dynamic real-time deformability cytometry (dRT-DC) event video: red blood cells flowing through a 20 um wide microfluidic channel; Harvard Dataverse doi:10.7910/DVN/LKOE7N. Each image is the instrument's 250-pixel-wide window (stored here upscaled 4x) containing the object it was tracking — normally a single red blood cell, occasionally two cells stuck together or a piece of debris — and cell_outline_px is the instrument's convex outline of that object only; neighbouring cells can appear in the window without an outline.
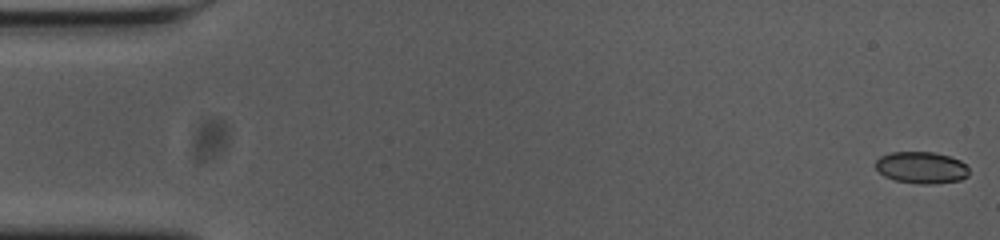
{"species": "common noctule bat (a hibernating species)", "species_latin": "Nyctalus noctula", "temperature_condition": "cold", "stored_images_in_passage": 51, "camera_frame_rate_fps": 3000, "um_per_image_px": 0.085, "animal": {"sex": "female", "body_mass_g": 23.0, "forearm_length_mm": 53.4}, "frame": {"image": 1, "passage_image": 1, "time_ms": 0.0, "image_size_px": [1000, 240], "cell_outline_px": [[968, 176], [960, 180], [932, 184], [920, 184], [896, 180], [884, 176], [876, 168], [876, 160], [880, 156], [892, 152], [932, 152], [948, 156], [960, 160], [968, 168]], "centroid_in_image_um": [78.32, 14.24], "position_along_channel_um": 6.7, "area_um2": 17.17}}
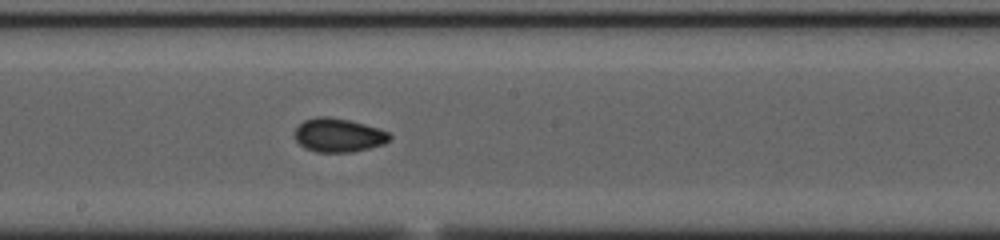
{"frame": {"image": 2, "passage_image": 30, "time_ms": 9.667, "image_size_px": [1000, 240], "cell_outline_px": [[392, 136], [384, 144], [352, 152], [316, 152], [304, 148], [296, 140], [296, 128], [304, 120], [316, 116], [328, 116], [348, 120], [380, 128], [388, 132]], "centroid_in_image_um": [28.78, 11.49], "position_along_channel_um": 219.4, "area_um2": 18.61}}
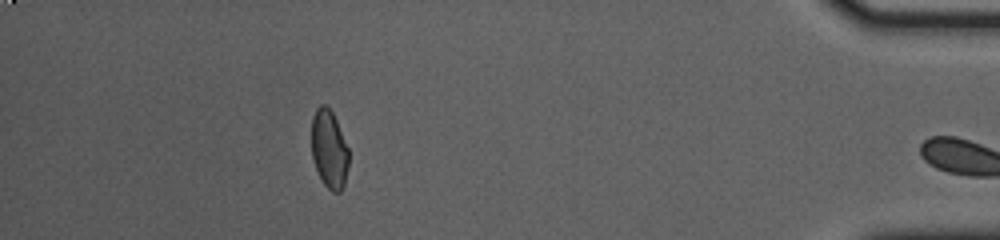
{"frame": {"image": 3, "passage_image": 50, "time_ms": 16.333, "image_size_px": [1000, 240], "cell_outline_px": [[348, 164], [344, 184], [340, 192], [332, 192], [324, 184], [312, 160], [312, 116], [316, 108], [320, 104], [324, 104], [332, 112], [336, 120], [348, 148]], "centroid_in_image_um": [27.97, 12.67], "position_along_channel_um": 407.2, "area_um2": 16.82}, "authors_computed_cell_mechanics": {"area_um2": 18.0914, "velocity_mm_per_s": 3.6644, "shape_relaxation_time_tau1_ms": 10.1906, "shape_relaxation_time_tau2_ms": 2.0552, "deformation_change_tau1": 0.1573, "deformation_change_tau2": 0.0539}}